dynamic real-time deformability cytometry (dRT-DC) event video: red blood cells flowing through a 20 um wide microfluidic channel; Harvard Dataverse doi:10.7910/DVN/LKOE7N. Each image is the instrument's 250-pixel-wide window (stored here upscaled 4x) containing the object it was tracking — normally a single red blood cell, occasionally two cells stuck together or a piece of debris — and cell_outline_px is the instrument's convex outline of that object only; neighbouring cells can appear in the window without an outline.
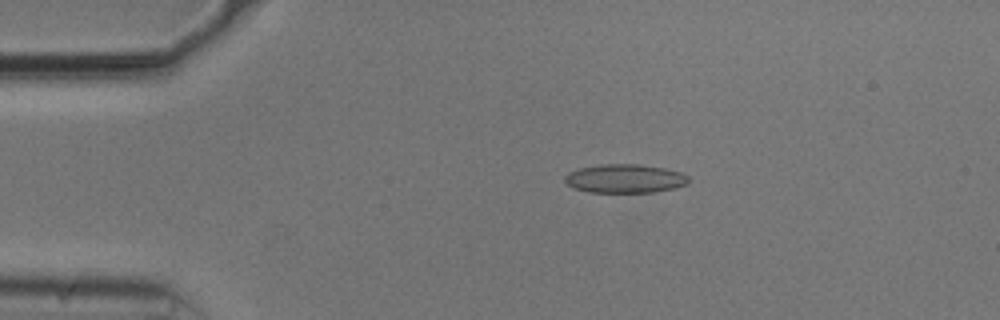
{"species": "common noctule bat (a hibernating species)", "species_latin": "Nyctalus noctula", "temperature_condition": "cold", "stored_images_in_passage": 54, "camera_frame_rate_fps": 3000, "um_per_image_px": 0.085, "animal": {"sex": "male", "body_mass_g": 20.5, "forearm_length_mm": 52.5}, "frame": {"image": 1, "passage_image": 11, "time_ms": 3.333, "image_size_px": [1000, 320], "cell_outline_px": [[688, 184], [676, 188], [652, 192], [588, 192], [576, 188], [568, 184], [564, 180], [564, 176], [568, 172], [580, 168], [600, 164], [640, 164], [664, 168], [680, 172], [688, 176]], "centroid_in_image_um": [53.13, 15.17], "position_along_channel_um": 31.9, "area_um2": 20.69}}
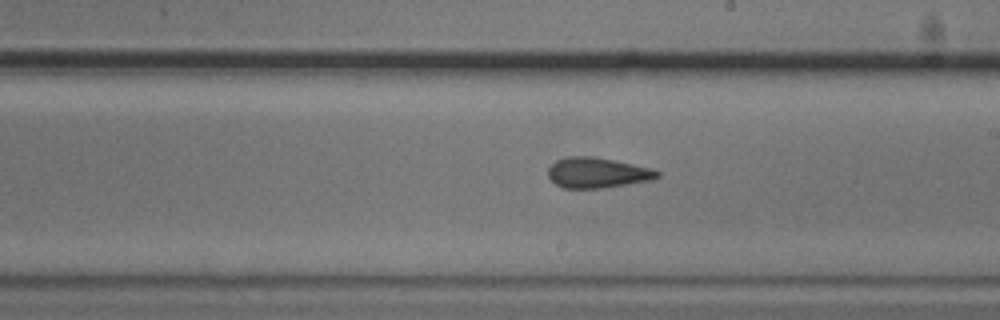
{"frame": {"image": 2, "passage_image": 31, "time_ms": 10.0, "image_size_px": [1000, 320], "cell_outline_px": [[660, 176], [652, 180], [604, 188], [564, 188], [556, 184], [548, 176], [548, 168], [556, 160], [568, 156], [592, 156], [652, 168], [660, 172]], "centroid_in_image_um": [50.78, 14.68], "position_along_channel_um": 238.2, "area_um2": 19.31}}
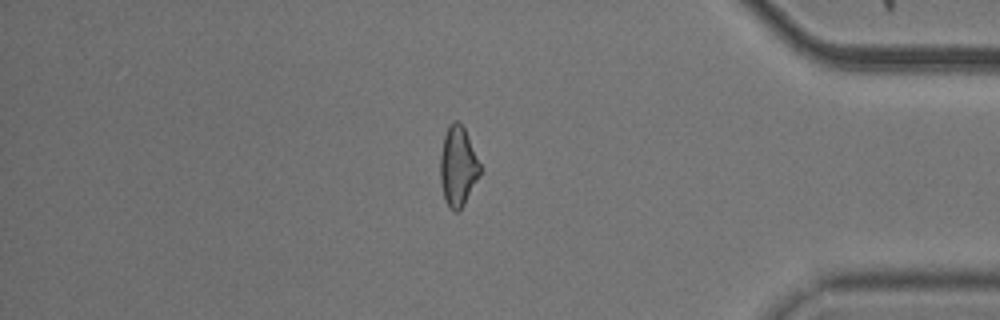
{"frame": {"image": 3, "passage_image": 46, "time_ms": 15.0, "image_size_px": [1000, 320], "cell_outline_px": [[484, 168], [460, 212], [456, 212], [444, 200], [440, 184], [440, 156], [444, 136], [448, 124], [452, 120], [456, 120], [464, 128]], "centroid_in_image_um": [38.95, 14.14], "position_along_channel_um": 396.3, "area_um2": 18.96}, "authors_computed_cell_mechanics": {"area_um2": 19.4786, "velocity_mm_per_s": 3.7553, "shape_relaxation_time_tau1_ms": null, "shape_relaxation_time_tau2_ms": 2.8953, "deformation_change_tau1": null, "deformation_change_tau2": 0.1115}}